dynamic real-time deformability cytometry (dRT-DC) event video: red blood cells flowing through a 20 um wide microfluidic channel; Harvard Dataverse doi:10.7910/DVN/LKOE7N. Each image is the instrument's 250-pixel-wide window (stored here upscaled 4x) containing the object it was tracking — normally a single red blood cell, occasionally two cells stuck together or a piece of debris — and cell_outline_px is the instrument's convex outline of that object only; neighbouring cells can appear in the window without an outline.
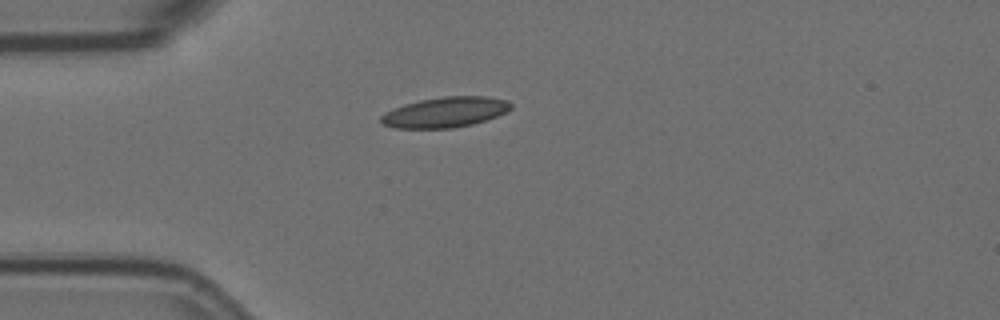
{"species": "Egyptian fruit bat (a non-hibernating species)", "species_latin": "Rousettus aegyptiacus", "temperature_condition": "room temperature", "stored_images_in_passage": 4, "camera_frame_rate_fps": 3000, "um_per_image_px": 0.085, "animal": {"sex": "female"}, "frame": {"image": 1, "passage_image": 4, "time_ms": 1.0, "image_size_px": [1000, 320], "cell_outline_px": [[512, 108], [496, 116], [472, 124], [452, 128], [396, 128], [384, 124], [380, 120], [380, 116], [404, 104], [420, 100], [444, 96], [488, 96], [508, 100], [512, 104]], "centroid_in_image_um": [37.87, 9.53], "position_along_channel_um": 47.1, "area_um2": 22.72}}